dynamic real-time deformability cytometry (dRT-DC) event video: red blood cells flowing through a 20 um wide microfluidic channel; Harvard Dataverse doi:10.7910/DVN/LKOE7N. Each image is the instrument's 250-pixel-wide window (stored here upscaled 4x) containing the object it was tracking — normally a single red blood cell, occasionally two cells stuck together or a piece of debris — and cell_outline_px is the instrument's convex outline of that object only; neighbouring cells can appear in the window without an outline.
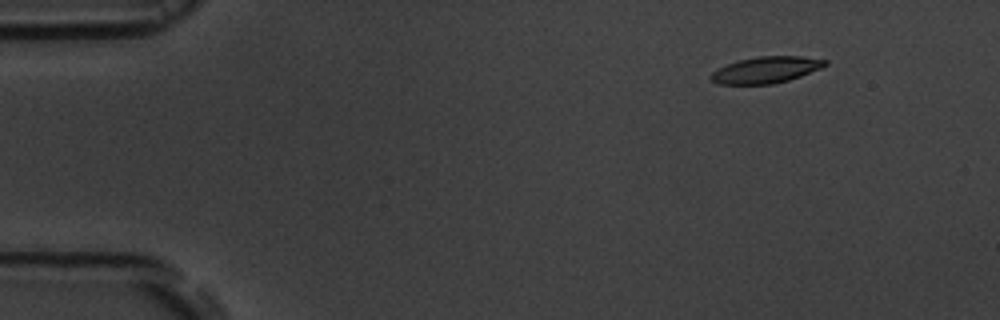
{"species": "common noctule bat (a hibernating species)", "species_latin": "Nyctalus noctula", "temperature_condition": "room temperature", "stored_images_in_passage": 4, "camera_frame_rate_fps": 3000, "um_per_image_px": 0.085, "animal": {"sex": "male", "body_mass_g": 19.5, "forearm_length_mm": 54.6}, "frame": {"image": 1, "passage_image": 2, "time_ms": 1.0, "image_size_px": [1000, 320], "cell_outline_px": [[828, 64], [820, 68], [800, 76], [788, 80], [772, 84], [716, 84], [708, 76], [716, 68], [740, 60], [756, 56], [800, 56], [828, 60]], "centroid_in_image_um": [65.08, 5.94], "position_along_channel_um": 19.9, "area_um2": 17.57}}
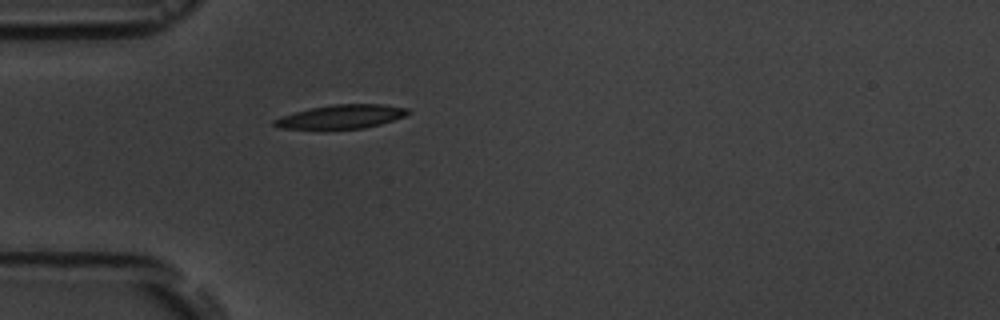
{"frame": {"image": 2, "passage_image": 4, "time_ms": 4.333, "image_size_px": [1000, 320], "cell_outline_px": [[412, 112], [404, 116], [380, 124], [364, 128], [324, 132], [320, 132], [280, 128], [272, 124], [272, 120], [280, 116], [312, 108], [336, 104], [384, 104], [408, 108]], "centroid_in_image_um": [28.93, 9.97], "position_along_channel_um": 56.1, "area_um2": 19.48}}